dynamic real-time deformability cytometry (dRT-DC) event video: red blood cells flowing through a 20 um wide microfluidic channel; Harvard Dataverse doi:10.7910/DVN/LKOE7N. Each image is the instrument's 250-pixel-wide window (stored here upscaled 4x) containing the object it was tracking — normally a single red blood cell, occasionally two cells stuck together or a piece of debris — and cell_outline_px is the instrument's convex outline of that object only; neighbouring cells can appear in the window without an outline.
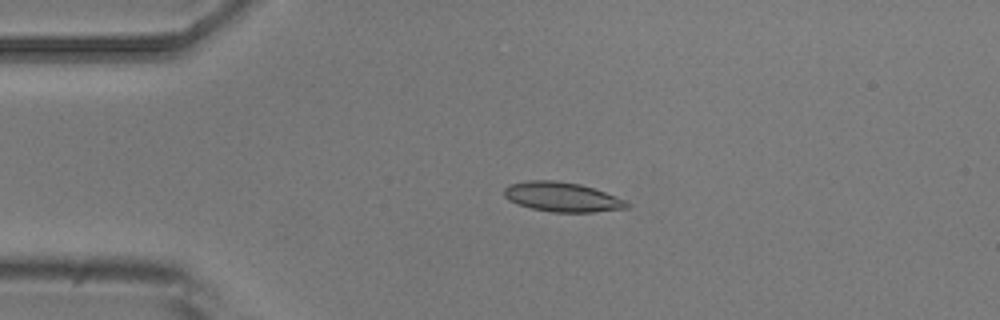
{"species": "common noctule bat (a hibernating species)", "species_latin": "Nyctalus noctula", "temperature_condition": "room temperature", "stored_images_in_passage": 5, "camera_frame_rate_fps": 3000, "um_per_image_px": 0.085, "animal": {"sex": "male", "body_mass_g": 20.5, "forearm_length_mm": 52.5}, "frame": {"image": 1, "passage_image": 4, "time_ms": 3.667, "image_size_px": [1000, 320], "cell_outline_px": [[628, 208], [592, 212], [552, 212], [532, 208], [516, 204], [508, 200], [504, 196], [504, 188], [508, 184], [528, 180], [552, 180], [580, 184], [628, 200]], "centroid_in_image_um": [47.75, 16.74], "position_along_channel_um": 37.3, "area_um2": 21.15}}